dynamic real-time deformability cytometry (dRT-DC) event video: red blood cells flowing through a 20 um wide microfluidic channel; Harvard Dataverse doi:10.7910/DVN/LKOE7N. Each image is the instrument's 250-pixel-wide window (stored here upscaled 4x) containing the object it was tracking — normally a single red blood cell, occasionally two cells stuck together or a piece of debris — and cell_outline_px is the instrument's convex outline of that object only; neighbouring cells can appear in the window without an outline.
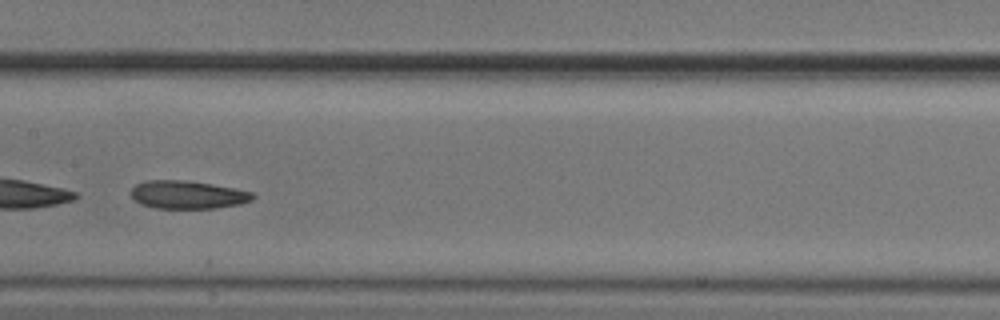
{"species": "common noctule bat (a hibernating species)", "species_latin": "Nyctalus noctula", "temperature_condition": "cold", "stored_images_in_passage": 49, "camera_frame_rate_fps": 3000, "um_per_image_px": 0.085, "animal": {"sex": "male", "body_mass_g": 20.5, "forearm_length_mm": 52.5}, "frame": {"image": 1, "passage_image": 22, "time_ms": 7.0, "image_size_px": [1000, 320], "cell_outline_px": [[256, 196], [252, 200], [240, 204], [216, 208], [156, 208], [140, 204], [132, 196], [132, 188], [136, 184], [148, 180], [184, 180], [212, 184], [252, 192]], "centroid_in_image_um": [15.96, 16.55], "position_along_channel_um": 191.4, "area_um2": 19.77}}